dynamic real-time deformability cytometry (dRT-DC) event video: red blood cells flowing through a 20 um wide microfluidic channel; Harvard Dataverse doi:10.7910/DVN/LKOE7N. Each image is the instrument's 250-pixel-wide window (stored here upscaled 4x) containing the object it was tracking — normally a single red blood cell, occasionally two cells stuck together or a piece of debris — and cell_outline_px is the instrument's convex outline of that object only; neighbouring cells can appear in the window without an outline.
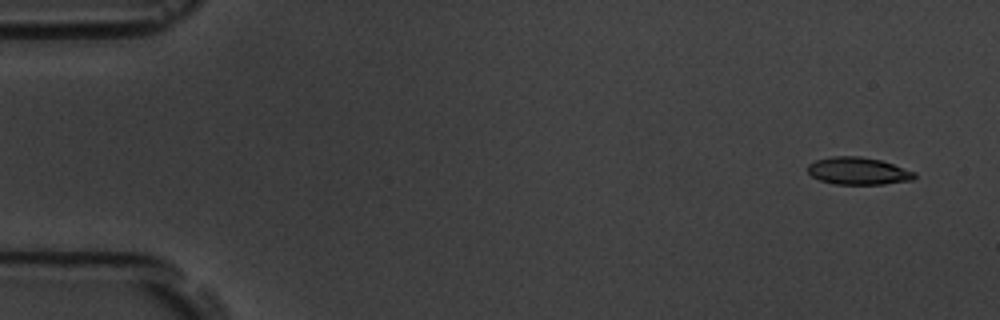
{"species": "common noctule bat (a hibernating species)", "species_latin": "Nyctalus noctula", "temperature_condition": "room temperature", "stored_images_in_passage": 7, "camera_frame_rate_fps": 3000, "um_per_image_px": 0.085, "animal": {"sex": "male", "body_mass_g": 19.5, "forearm_length_mm": 54.6}, "frame": {"image": 1, "passage_image": 1, "time_ms": 0.0, "image_size_px": [1000, 320], "cell_outline_px": [[916, 176], [912, 180], [884, 184], [836, 184], [820, 180], [812, 176], [808, 172], [808, 164], [816, 160], [832, 156], [860, 156], [880, 160], [916, 172]], "centroid_in_image_um": [72.94, 14.53], "position_along_channel_um": 12.1, "area_um2": 16.94}}
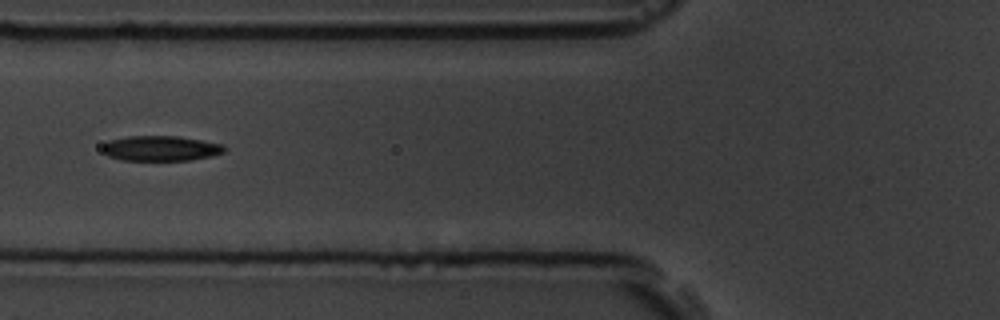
{"frame": {"image": 2, "passage_image": 6, "time_ms": 6.333, "image_size_px": [1000, 320], "cell_outline_px": [[228, 148], [224, 152], [212, 156], [188, 160], [120, 160], [108, 156], [104, 152], [104, 144], [108, 140], [128, 136], [176, 136], [224, 144]], "centroid_in_image_um": [13.69, 12.61], "position_along_channel_um": 112.1, "area_um2": 17.86}}
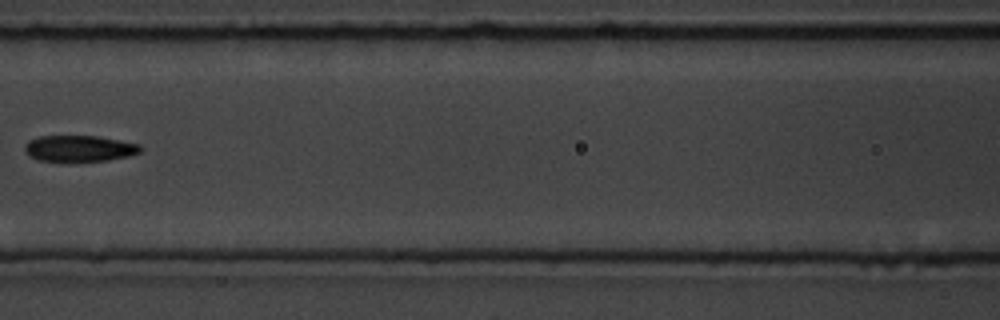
{"frame": {"image": 3, "passage_image": 7, "time_ms": 7.667, "image_size_px": [1000, 320], "cell_outline_px": [[144, 148], [140, 152], [128, 156], [108, 160], [40, 160], [24, 152], [24, 144], [28, 140], [40, 136], [96, 136], [140, 144]], "centroid_in_image_um": [6.75, 12.6], "position_along_channel_um": 159.8, "area_um2": 17.34}}